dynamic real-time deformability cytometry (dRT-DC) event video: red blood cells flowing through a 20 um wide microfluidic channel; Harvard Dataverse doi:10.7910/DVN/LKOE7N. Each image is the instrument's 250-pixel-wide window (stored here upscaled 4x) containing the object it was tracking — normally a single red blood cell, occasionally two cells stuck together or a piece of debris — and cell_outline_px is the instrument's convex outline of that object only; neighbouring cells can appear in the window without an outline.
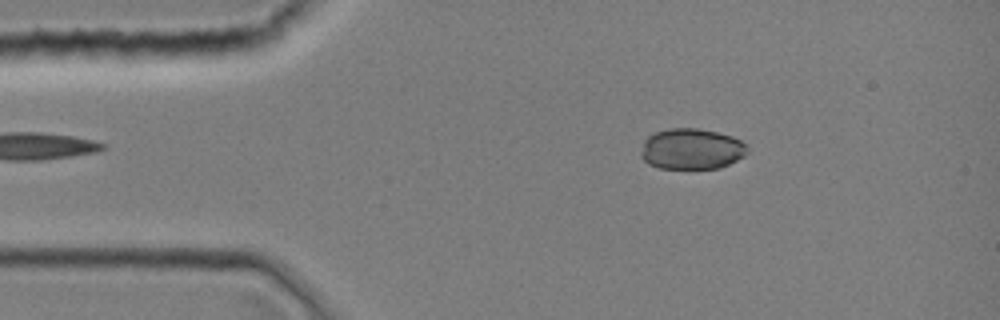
{"species": "common noctule bat (a hibernating species)", "species_latin": "Nyctalus noctula", "temperature_condition": "room temperature", "stored_images_in_passage": 39, "camera_frame_rate_fps": 3000, "um_per_image_px": 0.085, "animal": {"sex": "female", "body_mass_g": 19.0, "forearm_length_mm": 51.5}, "frame": {"image": 1, "passage_image": 6, "time_ms": 1.667, "image_size_px": [1000, 320], "cell_outline_px": [[748, 152], [744, 156], [720, 168], [660, 168], [648, 164], [640, 156], [640, 152], [644, 140], [648, 136], [656, 132], [668, 128], [696, 128], [716, 132], [732, 136], [740, 140], [748, 148]], "centroid_in_image_um": [58.76, 12.66], "position_along_channel_um": 26.2, "area_um2": 25.32}}
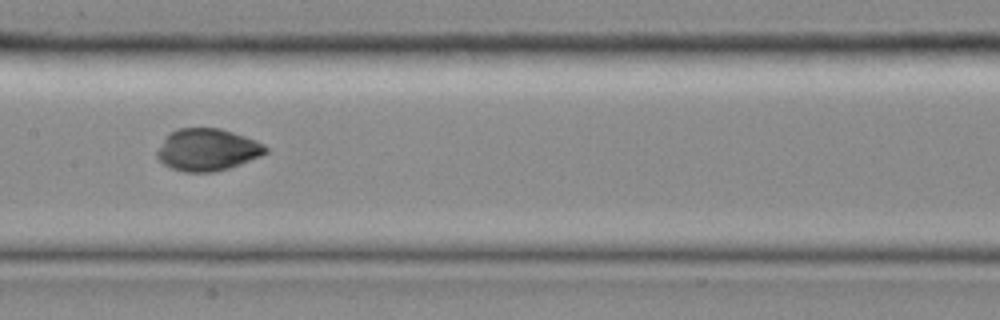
{"frame": {"image": 2, "passage_image": 19, "time_ms": 6.0, "image_size_px": [1000, 320], "cell_outline_px": [[268, 152], [260, 156], [240, 164], [216, 172], [184, 172], [172, 168], [164, 164], [156, 156], [156, 152], [164, 136], [168, 132], [176, 128], [220, 128], [256, 140], [264, 144], [268, 148]], "centroid_in_image_um": [17.6, 12.72], "position_along_channel_um": 189.8, "area_um2": 26.82}}
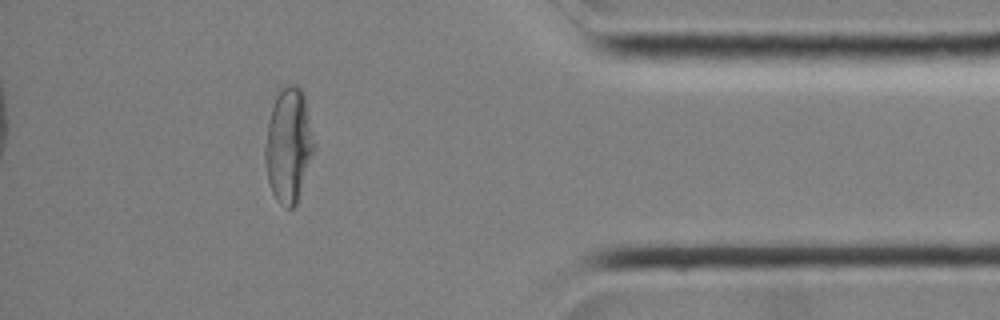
{"frame": {"image": 3, "passage_image": 34, "time_ms": 11.0, "image_size_px": [1000, 320], "cell_outline_px": [[316, 148], [296, 204], [292, 208], [288, 208], [280, 204], [276, 200], [272, 192], [268, 180], [264, 160], [264, 148], [268, 120], [276, 88], [284, 84], [296, 84], [304, 92], [316, 144]], "centroid_in_image_um": [24.53, 12.26], "position_along_channel_um": 410.7, "area_um2": 33.64}}